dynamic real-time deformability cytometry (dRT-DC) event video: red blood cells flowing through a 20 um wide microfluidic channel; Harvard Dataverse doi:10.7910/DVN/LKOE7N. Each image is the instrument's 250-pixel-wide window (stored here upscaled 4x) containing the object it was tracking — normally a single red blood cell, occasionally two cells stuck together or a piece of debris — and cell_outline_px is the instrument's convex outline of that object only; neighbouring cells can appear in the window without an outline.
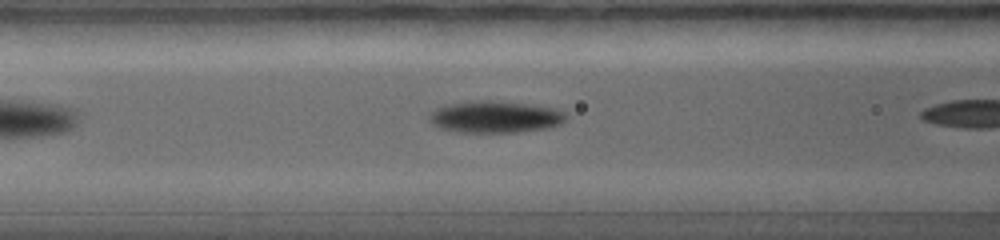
{"species": "common noctule bat (a hibernating species)", "species_latin": "Nyctalus noctula", "temperature_condition": "warm", "stored_images_in_passage": 16, "camera_frame_rate_fps": 5000, "um_per_image_px": 0.085, "animal": {"sex": "female", "body_mass_g": 19.0, "forearm_length_mm": 56.7}, "frame": {"image": 1, "passage_image": 3, "time_ms": 0.8, "image_size_px": [1000, 240], "cell_outline_px": [[568, 116], [560, 124], [548, 128], [520, 132], [456, 132], [440, 128], [432, 124], [428, 120], [428, 116], [436, 108], [448, 104], [472, 100], [488, 100], [528, 104], [556, 108], [564, 112]], "centroid_in_image_um": [42.07, 9.93], "position_along_channel_um": 124.5, "area_um2": 25.55}}
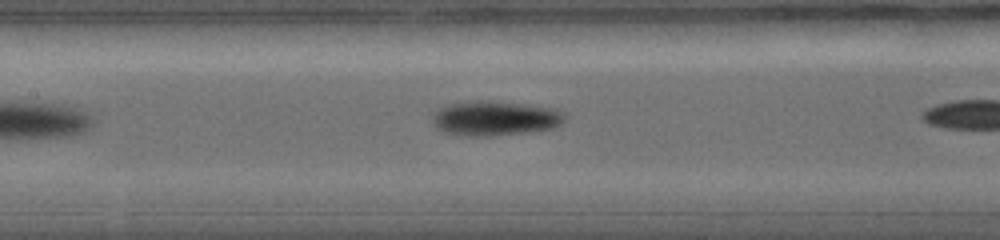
{"frame": {"image": 2, "passage_image": 5, "time_ms": 1.4, "image_size_px": [1000, 240], "cell_outline_px": [[564, 120], [560, 124], [552, 128], [528, 132], [492, 136], [460, 136], [444, 132], [436, 128], [432, 120], [432, 116], [436, 108], [452, 104], [476, 100], [488, 100], [524, 104], [556, 108], [564, 112]], "centroid_in_image_um": [42.04, 10.05], "position_along_channel_um": 165.4, "area_um2": 26.99}}
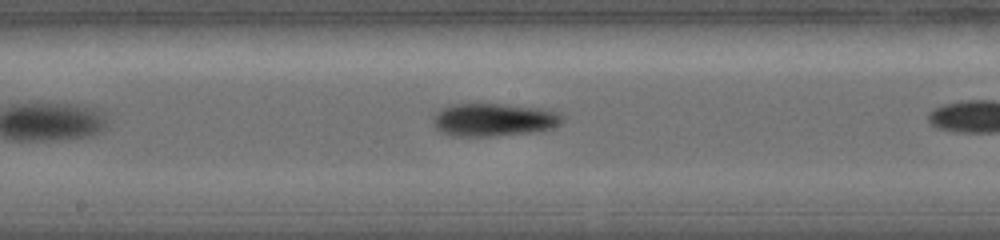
{"frame": {"image": 3, "passage_image": 7, "time_ms": 2.0, "image_size_px": [1000, 240], "cell_outline_px": [[564, 120], [560, 124], [552, 128], [532, 132], [492, 136], [452, 136], [436, 128], [432, 124], [432, 116], [440, 108], [452, 104], [480, 100], [552, 108], [560, 112], [564, 116]], "centroid_in_image_um": [42.0, 10.1], "position_along_channel_um": 206.2, "area_um2": 26.47}}